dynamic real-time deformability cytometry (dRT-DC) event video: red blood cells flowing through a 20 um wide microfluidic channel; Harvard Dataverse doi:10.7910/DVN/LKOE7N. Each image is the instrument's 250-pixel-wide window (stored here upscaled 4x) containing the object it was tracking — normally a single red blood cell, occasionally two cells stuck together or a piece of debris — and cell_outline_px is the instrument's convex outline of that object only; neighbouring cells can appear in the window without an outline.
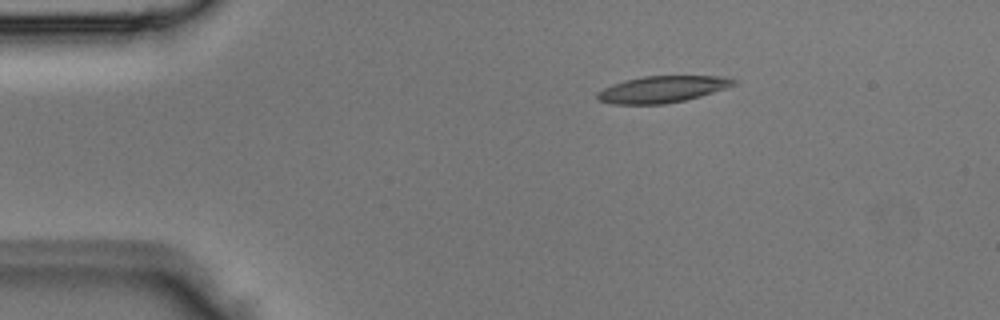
{"species": "Egyptian fruit bat (a non-hibernating species)", "species_latin": "Rousettus aegyptiacus", "temperature_condition": "room temperature", "stored_images_in_passage": 3, "camera_frame_rate_fps": 3000, "um_per_image_px": 0.085, "animal": {"sex": "male"}, "frame": {"image": 1, "passage_image": 2, "time_ms": 0.333, "image_size_px": [1000, 320], "cell_outline_px": [[740, 80], [736, 84], [700, 96], [684, 100], [664, 104], [612, 104], [600, 100], [596, 96], [596, 92], [612, 84], [624, 80], [644, 76], [724, 76]], "centroid_in_image_um": [56.29, 7.58], "position_along_channel_um": 28.7, "area_um2": 21.1}}